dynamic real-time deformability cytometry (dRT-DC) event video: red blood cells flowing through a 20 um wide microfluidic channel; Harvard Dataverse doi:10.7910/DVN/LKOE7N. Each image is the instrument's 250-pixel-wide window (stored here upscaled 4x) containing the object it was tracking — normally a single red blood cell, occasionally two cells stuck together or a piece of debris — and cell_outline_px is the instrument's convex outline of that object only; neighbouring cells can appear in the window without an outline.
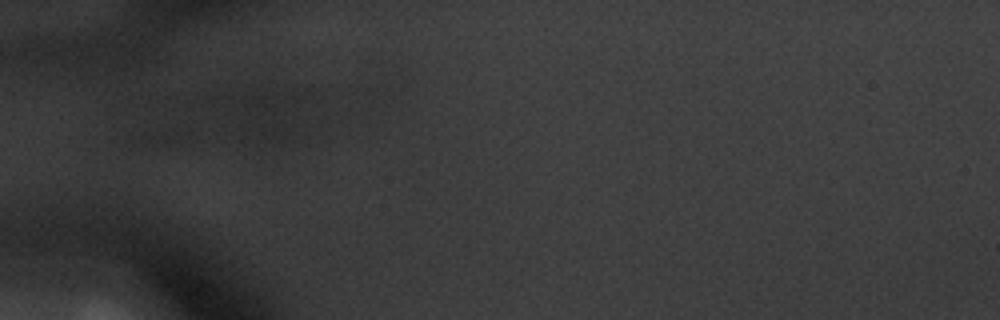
{"species": "common noctule bat (a hibernating species)", "species_latin": "Nyctalus noctula", "temperature_condition": "warm", "stored_images_in_passage": 3, "camera_frame_rate_fps": 3000, "um_per_image_px": 0.085, "animal": {"sex": "male", "body_mass_g": 20.1, "forearm_length_mm": 53.5}, "frame": {"image": 1, "passage_image": 3, "time_ms": 0.667, "image_size_px": [1000, 320], "cell_outline_px": [[288, 136], [276, 144], [240, 140], [236, 128], [236, 116], [240, 100], [244, 96], [252, 92], [276, 92], [284, 96], [288, 100]], "centroid_in_image_um": [22.34, 10.0], "position_along_channel_um": 62.7, "area_um2": 17.34}}